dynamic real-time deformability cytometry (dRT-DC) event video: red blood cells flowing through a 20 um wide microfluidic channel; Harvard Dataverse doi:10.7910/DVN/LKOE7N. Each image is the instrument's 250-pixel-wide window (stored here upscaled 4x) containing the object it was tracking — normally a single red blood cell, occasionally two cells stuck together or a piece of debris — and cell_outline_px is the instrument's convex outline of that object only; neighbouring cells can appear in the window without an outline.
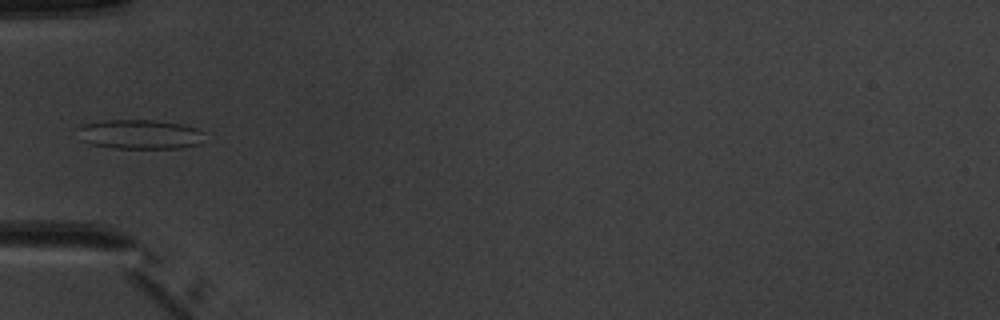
{"species": "common noctule bat (a hibernating species)", "species_latin": "Nyctalus noctula", "temperature_condition": "warm", "stored_images_in_passage": 5, "camera_frame_rate_fps": 3000, "um_per_image_px": 0.085, "animal": {"sex": "male", "body_mass_g": 20.1, "forearm_length_mm": 53.5}, "frame": {"image": 1, "passage_image": 4, "time_ms": 3.667, "image_size_px": [1000, 320], "cell_outline_px": [[204, 132], [200, 144], [180, 148], [112, 148], [88, 144], [80, 140], [80, 128], [84, 124], [104, 120], [156, 120], [180, 124], [196, 128]], "centroid_in_image_um": [11.88, 11.42], "position_along_channel_um": 73.1, "area_um2": 21.73}}